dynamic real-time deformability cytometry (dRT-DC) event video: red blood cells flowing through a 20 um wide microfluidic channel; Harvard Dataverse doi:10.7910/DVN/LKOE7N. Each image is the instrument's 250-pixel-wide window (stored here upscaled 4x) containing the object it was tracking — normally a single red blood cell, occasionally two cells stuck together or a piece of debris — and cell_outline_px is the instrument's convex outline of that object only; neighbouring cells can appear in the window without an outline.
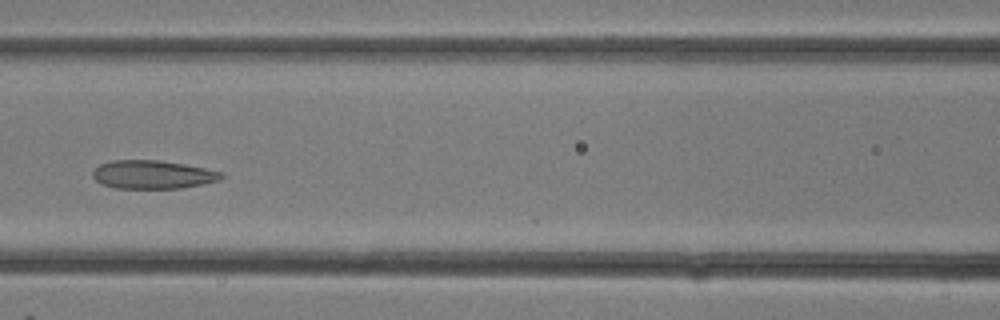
{"species": "common noctule bat (a hibernating species)", "species_latin": "Nyctalus noctula", "temperature_condition": "room temperature", "stored_images_in_passage": 20, "camera_frame_rate_fps": 3000, "um_per_image_px": 0.085, "animal": {"sex": "female"}, "frame": {"image": 1, "passage_image": 12, "time_ms": 3.667, "image_size_px": [1000, 320], "cell_outline_px": [[224, 176], [220, 180], [180, 188], [116, 188], [100, 184], [92, 176], [92, 172], [100, 164], [112, 160], [160, 160], [184, 164], [224, 172]], "centroid_in_image_um": [12.97, 14.83], "position_along_channel_um": 153.6, "area_um2": 21.27}}
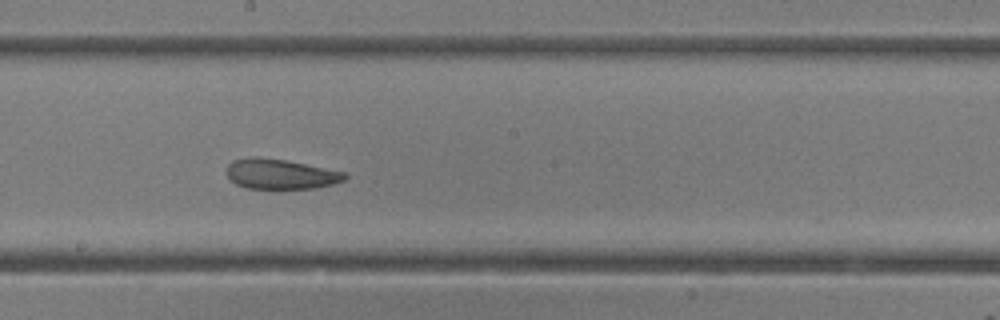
{"frame": {"image": 2, "passage_image": 15, "time_ms": 4.667, "image_size_px": [1000, 320], "cell_outline_px": [[348, 176], [344, 180], [332, 184], [316, 188], [248, 188], [236, 184], [224, 172], [228, 164], [232, 160], [252, 156], [256, 156], [284, 160], [344, 172]], "centroid_in_image_um": [23.79, 14.78], "position_along_channel_um": 224.4, "area_um2": 20.52}}
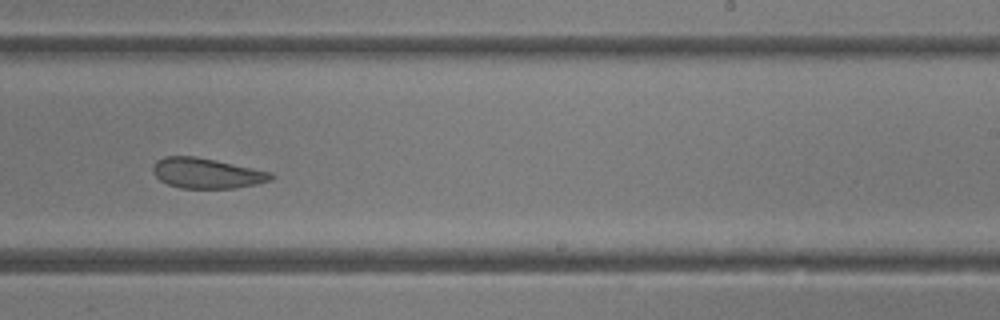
{"frame": {"image": 3, "passage_image": 17, "time_ms": 5.333, "image_size_px": [1000, 320], "cell_outline_px": [[276, 176], [272, 180], [256, 184], [236, 188], [180, 188], [168, 184], [160, 180], [152, 172], [152, 168], [156, 160], [164, 156], [196, 156], [216, 160], [272, 172]], "centroid_in_image_um": [17.58, 14.72], "position_along_channel_um": 271.4, "area_um2": 20.98}}